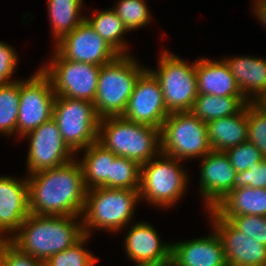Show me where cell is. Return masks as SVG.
Masks as SVG:
<instances>
[{
  "label": "cell",
  "mask_w": 266,
  "mask_h": 266,
  "mask_svg": "<svg viewBox=\"0 0 266 266\" xmlns=\"http://www.w3.org/2000/svg\"><path fill=\"white\" fill-rule=\"evenodd\" d=\"M29 212L47 216H82L87 188L75 158L59 167L28 175Z\"/></svg>",
  "instance_id": "cell-1"
},
{
  "label": "cell",
  "mask_w": 266,
  "mask_h": 266,
  "mask_svg": "<svg viewBox=\"0 0 266 266\" xmlns=\"http://www.w3.org/2000/svg\"><path fill=\"white\" fill-rule=\"evenodd\" d=\"M79 216L29 214L8 240L20 251L46 261L79 241L85 234ZM76 219V220H75Z\"/></svg>",
  "instance_id": "cell-2"
},
{
  "label": "cell",
  "mask_w": 266,
  "mask_h": 266,
  "mask_svg": "<svg viewBox=\"0 0 266 266\" xmlns=\"http://www.w3.org/2000/svg\"><path fill=\"white\" fill-rule=\"evenodd\" d=\"M98 142L116 156L126 157L140 166L161 152L160 129L122 116L100 119Z\"/></svg>",
  "instance_id": "cell-3"
},
{
  "label": "cell",
  "mask_w": 266,
  "mask_h": 266,
  "mask_svg": "<svg viewBox=\"0 0 266 266\" xmlns=\"http://www.w3.org/2000/svg\"><path fill=\"white\" fill-rule=\"evenodd\" d=\"M130 54L101 66L94 106L100 119L122 116L139 76L147 69Z\"/></svg>",
  "instance_id": "cell-4"
},
{
  "label": "cell",
  "mask_w": 266,
  "mask_h": 266,
  "mask_svg": "<svg viewBox=\"0 0 266 266\" xmlns=\"http://www.w3.org/2000/svg\"><path fill=\"white\" fill-rule=\"evenodd\" d=\"M140 199L139 190L96 187L87 190L85 207L80 216L85 235L92 229L118 232L129 225L136 203Z\"/></svg>",
  "instance_id": "cell-5"
},
{
  "label": "cell",
  "mask_w": 266,
  "mask_h": 266,
  "mask_svg": "<svg viewBox=\"0 0 266 266\" xmlns=\"http://www.w3.org/2000/svg\"><path fill=\"white\" fill-rule=\"evenodd\" d=\"M179 162L181 160L160 152L141 165L140 200L145 199L157 207H173L183 196L188 183L186 171Z\"/></svg>",
  "instance_id": "cell-6"
},
{
  "label": "cell",
  "mask_w": 266,
  "mask_h": 266,
  "mask_svg": "<svg viewBox=\"0 0 266 266\" xmlns=\"http://www.w3.org/2000/svg\"><path fill=\"white\" fill-rule=\"evenodd\" d=\"M161 153L178 160L202 158L212 149L207 124L190 111L170 113L160 130Z\"/></svg>",
  "instance_id": "cell-7"
},
{
  "label": "cell",
  "mask_w": 266,
  "mask_h": 266,
  "mask_svg": "<svg viewBox=\"0 0 266 266\" xmlns=\"http://www.w3.org/2000/svg\"><path fill=\"white\" fill-rule=\"evenodd\" d=\"M52 118L64 143L74 154L98 141L100 118L94 103L56 96Z\"/></svg>",
  "instance_id": "cell-8"
},
{
  "label": "cell",
  "mask_w": 266,
  "mask_h": 266,
  "mask_svg": "<svg viewBox=\"0 0 266 266\" xmlns=\"http://www.w3.org/2000/svg\"><path fill=\"white\" fill-rule=\"evenodd\" d=\"M159 57L157 71H150L160 83L168 112L190 111L198 96L196 61L190 65L167 50Z\"/></svg>",
  "instance_id": "cell-9"
},
{
  "label": "cell",
  "mask_w": 266,
  "mask_h": 266,
  "mask_svg": "<svg viewBox=\"0 0 266 266\" xmlns=\"http://www.w3.org/2000/svg\"><path fill=\"white\" fill-rule=\"evenodd\" d=\"M101 66L63 58L56 50L40 69L50 78L56 96L94 102Z\"/></svg>",
  "instance_id": "cell-10"
},
{
  "label": "cell",
  "mask_w": 266,
  "mask_h": 266,
  "mask_svg": "<svg viewBox=\"0 0 266 266\" xmlns=\"http://www.w3.org/2000/svg\"><path fill=\"white\" fill-rule=\"evenodd\" d=\"M56 94L50 78L39 68L29 79H20L17 135L21 138L52 119Z\"/></svg>",
  "instance_id": "cell-11"
},
{
  "label": "cell",
  "mask_w": 266,
  "mask_h": 266,
  "mask_svg": "<svg viewBox=\"0 0 266 266\" xmlns=\"http://www.w3.org/2000/svg\"><path fill=\"white\" fill-rule=\"evenodd\" d=\"M23 137L30 138L27 156L29 175L62 166L74 159V153L64 143L53 118Z\"/></svg>",
  "instance_id": "cell-12"
},
{
  "label": "cell",
  "mask_w": 266,
  "mask_h": 266,
  "mask_svg": "<svg viewBox=\"0 0 266 266\" xmlns=\"http://www.w3.org/2000/svg\"><path fill=\"white\" fill-rule=\"evenodd\" d=\"M169 114L164 104L160 83L147 68L139 76L122 117L161 130Z\"/></svg>",
  "instance_id": "cell-13"
},
{
  "label": "cell",
  "mask_w": 266,
  "mask_h": 266,
  "mask_svg": "<svg viewBox=\"0 0 266 266\" xmlns=\"http://www.w3.org/2000/svg\"><path fill=\"white\" fill-rule=\"evenodd\" d=\"M56 51L65 59L102 66L119 53L102 39L84 19L71 33L55 44Z\"/></svg>",
  "instance_id": "cell-14"
},
{
  "label": "cell",
  "mask_w": 266,
  "mask_h": 266,
  "mask_svg": "<svg viewBox=\"0 0 266 266\" xmlns=\"http://www.w3.org/2000/svg\"><path fill=\"white\" fill-rule=\"evenodd\" d=\"M211 225L223 243L228 266H266V246L237 230L214 209H209Z\"/></svg>",
  "instance_id": "cell-15"
},
{
  "label": "cell",
  "mask_w": 266,
  "mask_h": 266,
  "mask_svg": "<svg viewBox=\"0 0 266 266\" xmlns=\"http://www.w3.org/2000/svg\"><path fill=\"white\" fill-rule=\"evenodd\" d=\"M124 246L128 259L136 264L170 266L172 244L162 243L155 228L147 222L134 224L126 234Z\"/></svg>",
  "instance_id": "cell-16"
},
{
  "label": "cell",
  "mask_w": 266,
  "mask_h": 266,
  "mask_svg": "<svg viewBox=\"0 0 266 266\" xmlns=\"http://www.w3.org/2000/svg\"><path fill=\"white\" fill-rule=\"evenodd\" d=\"M200 169V194L205 205L213 209L233 190L236 170L225 152L211 150L202 157Z\"/></svg>",
  "instance_id": "cell-17"
},
{
  "label": "cell",
  "mask_w": 266,
  "mask_h": 266,
  "mask_svg": "<svg viewBox=\"0 0 266 266\" xmlns=\"http://www.w3.org/2000/svg\"><path fill=\"white\" fill-rule=\"evenodd\" d=\"M29 214L27 178L0 176V240H8Z\"/></svg>",
  "instance_id": "cell-18"
},
{
  "label": "cell",
  "mask_w": 266,
  "mask_h": 266,
  "mask_svg": "<svg viewBox=\"0 0 266 266\" xmlns=\"http://www.w3.org/2000/svg\"><path fill=\"white\" fill-rule=\"evenodd\" d=\"M207 237L172 244L170 266H228L215 229Z\"/></svg>",
  "instance_id": "cell-19"
},
{
  "label": "cell",
  "mask_w": 266,
  "mask_h": 266,
  "mask_svg": "<svg viewBox=\"0 0 266 266\" xmlns=\"http://www.w3.org/2000/svg\"><path fill=\"white\" fill-rule=\"evenodd\" d=\"M223 59L228 64L245 99L253 103L263 102L266 98V60L253 56ZM250 96H253L252 99Z\"/></svg>",
  "instance_id": "cell-20"
},
{
  "label": "cell",
  "mask_w": 266,
  "mask_h": 266,
  "mask_svg": "<svg viewBox=\"0 0 266 266\" xmlns=\"http://www.w3.org/2000/svg\"><path fill=\"white\" fill-rule=\"evenodd\" d=\"M196 77L198 94L215 96H243L228 64L224 59L196 60Z\"/></svg>",
  "instance_id": "cell-21"
},
{
  "label": "cell",
  "mask_w": 266,
  "mask_h": 266,
  "mask_svg": "<svg viewBox=\"0 0 266 266\" xmlns=\"http://www.w3.org/2000/svg\"><path fill=\"white\" fill-rule=\"evenodd\" d=\"M207 124L208 141L213 151L227 149L248 140L247 104L228 117L211 120Z\"/></svg>",
  "instance_id": "cell-22"
},
{
  "label": "cell",
  "mask_w": 266,
  "mask_h": 266,
  "mask_svg": "<svg viewBox=\"0 0 266 266\" xmlns=\"http://www.w3.org/2000/svg\"><path fill=\"white\" fill-rule=\"evenodd\" d=\"M213 209L226 220L239 215L266 216V188L233 189Z\"/></svg>",
  "instance_id": "cell-23"
},
{
  "label": "cell",
  "mask_w": 266,
  "mask_h": 266,
  "mask_svg": "<svg viewBox=\"0 0 266 266\" xmlns=\"http://www.w3.org/2000/svg\"><path fill=\"white\" fill-rule=\"evenodd\" d=\"M81 164L87 190L96 187L110 188V169L116 155L98 141L84 149Z\"/></svg>",
  "instance_id": "cell-24"
},
{
  "label": "cell",
  "mask_w": 266,
  "mask_h": 266,
  "mask_svg": "<svg viewBox=\"0 0 266 266\" xmlns=\"http://www.w3.org/2000/svg\"><path fill=\"white\" fill-rule=\"evenodd\" d=\"M249 102L244 96H215L198 94L190 112L202 120L209 122L214 119L237 114Z\"/></svg>",
  "instance_id": "cell-25"
},
{
  "label": "cell",
  "mask_w": 266,
  "mask_h": 266,
  "mask_svg": "<svg viewBox=\"0 0 266 266\" xmlns=\"http://www.w3.org/2000/svg\"><path fill=\"white\" fill-rule=\"evenodd\" d=\"M82 2L83 0H48V16L56 42L71 33L85 19V16H80Z\"/></svg>",
  "instance_id": "cell-26"
},
{
  "label": "cell",
  "mask_w": 266,
  "mask_h": 266,
  "mask_svg": "<svg viewBox=\"0 0 266 266\" xmlns=\"http://www.w3.org/2000/svg\"><path fill=\"white\" fill-rule=\"evenodd\" d=\"M92 13H95L94 17L89 18L86 15L85 19L93 27L94 31L119 54H128V44L123 41V35L128 33V30L116 12L113 9H107Z\"/></svg>",
  "instance_id": "cell-27"
},
{
  "label": "cell",
  "mask_w": 266,
  "mask_h": 266,
  "mask_svg": "<svg viewBox=\"0 0 266 266\" xmlns=\"http://www.w3.org/2000/svg\"><path fill=\"white\" fill-rule=\"evenodd\" d=\"M20 80L0 85V133L17 135Z\"/></svg>",
  "instance_id": "cell-28"
},
{
  "label": "cell",
  "mask_w": 266,
  "mask_h": 266,
  "mask_svg": "<svg viewBox=\"0 0 266 266\" xmlns=\"http://www.w3.org/2000/svg\"><path fill=\"white\" fill-rule=\"evenodd\" d=\"M141 166L126 157L116 156L110 169V188L140 189Z\"/></svg>",
  "instance_id": "cell-29"
},
{
  "label": "cell",
  "mask_w": 266,
  "mask_h": 266,
  "mask_svg": "<svg viewBox=\"0 0 266 266\" xmlns=\"http://www.w3.org/2000/svg\"><path fill=\"white\" fill-rule=\"evenodd\" d=\"M89 240V235H84L71 247L49 257L46 266H93L98 259L83 246Z\"/></svg>",
  "instance_id": "cell-30"
},
{
  "label": "cell",
  "mask_w": 266,
  "mask_h": 266,
  "mask_svg": "<svg viewBox=\"0 0 266 266\" xmlns=\"http://www.w3.org/2000/svg\"><path fill=\"white\" fill-rule=\"evenodd\" d=\"M112 9L128 31L145 26L151 19L145 0H119Z\"/></svg>",
  "instance_id": "cell-31"
},
{
  "label": "cell",
  "mask_w": 266,
  "mask_h": 266,
  "mask_svg": "<svg viewBox=\"0 0 266 266\" xmlns=\"http://www.w3.org/2000/svg\"><path fill=\"white\" fill-rule=\"evenodd\" d=\"M248 141L252 142L266 157V106L260 103L247 104Z\"/></svg>",
  "instance_id": "cell-32"
},
{
  "label": "cell",
  "mask_w": 266,
  "mask_h": 266,
  "mask_svg": "<svg viewBox=\"0 0 266 266\" xmlns=\"http://www.w3.org/2000/svg\"><path fill=\"white\" fill-rule=\"evenodd\" d=\"M236 172L249 170L252 164L264 161L261 151L250 141H245L225 151Z\"/></svg>",
  "instance_id": "cell-33"
},
{
  "label": "cell",
  "mask_w": 266,
  "mask_h": 266,
  "mask_svg": "<svg viewBox=\"0 0 266 266\" xmlns=\"http://www.w3.org/2000/svg\"><path fill=\"white\" fill-rule=\"evenodd\" d=\"M228 221L246 236L266 246V216H231Z\"/></svg>",
  "instance_id": "cell-34"
},
{
  "label": "cell",
  "mask_w": 266,
  "mask_h": 266,
  "mask_svg": "<svg viewBox=\"0 0 266 266\" xmlns=\"http://www.w3.org/2000/svg\"><path fill=\"white\" fill-rule=\"evenodd\" d=\"M0 266H46L45 261L35 259L20 251L9 240H0Z\"/></svg>",
  "instance_id": "cell-35"
},
{
  "label": "cell",
  "mask_w": 266,
  "mask_h": 266,
  "mask_svg": "<svg viewBox=\"0 0 266 266\" xmlns=\"http://www.w3.org/2000/svg\"><path fill=\"white\" fill-rule=\"evenodd\" d=\"M266 188V161L251 165L249 170L236 172L233 189L241 187Z\"/></svg>",
  "instance_id": "cell-36"
},
{
  "label": "cell",
  "mask_w": 266,
  "mask_h": 266,
  "mask_svg": "<svg viewBox=\"0 0 266 266\" xmlns=\"http://www.w3.org/2000/svg\"><path fill=\"white\" fill-rule=\"evenodd\" d=\"M16 54L14 48L0 41V85L18 81L12 78L19 59Z\"/></svg>",
  "instance_id": "cell-37"
},
{
  "label": "cell",
  "mask_w": 266,
  "mask_h": 266,
  "mask_svg": "<svg viewBox=\"0 0 266 266\" xmlns=\"http://www.w3.org/2000/svg\"><path fill=\"white\" fill-rule=\"evenodd\" d=\"M254 13L259 21L266 27V0H254Z\"/></svg>",
  "instance_id": "cell-38"
},
{
  "label": "cell",
  "mask_w": 266,
  "mask_h": 266,
  "mask_svg": "<svg viewBox=\"0 0 266 266\" xmlns=\"http://www.w3.org/2000/svg\"><path fill=\"white\" fill-rule=\"evenodd\" d=\"M266 106V98L262 102Z\"/></svg>",
  "instance_id": "cell-39"
},
{
  "label": "cell",
  "mask_w": 266,
  "mask_h": 266,
  "mask_svg": "<svg viewBox=\"0 0 266 266\" xmlns=\"http://www.w3.org/2000/svg\"><path fill=\"white\" fill-rule=\"evenodd\" d=\"M137 266H152V265H141V264H137Z\"/></svg>",
  "instance_id": "cell-40"
}]
</instances>
